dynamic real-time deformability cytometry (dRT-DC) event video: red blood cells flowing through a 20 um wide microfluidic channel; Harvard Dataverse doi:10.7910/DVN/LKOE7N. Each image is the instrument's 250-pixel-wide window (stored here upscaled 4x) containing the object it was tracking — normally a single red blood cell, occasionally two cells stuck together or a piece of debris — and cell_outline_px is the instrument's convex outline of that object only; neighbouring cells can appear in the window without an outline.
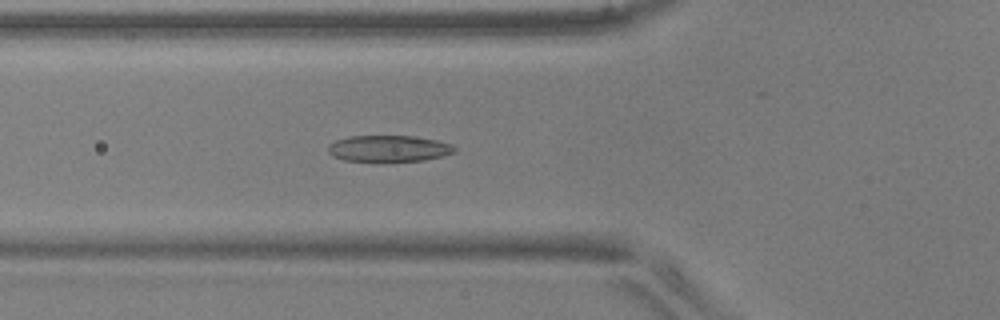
{"species": "common noctule bat (a hibernating species)", "species_latin": "Nyctalus noctula", "temperature_condition": "warm", "stored_images_in_passage": 52, "camera_frame_rate_fps": 3000, "um_per_image_px": 0.085, "animal": {"sex": "male", "body_mass_g": 17.9, "forearm_length_mm": 54.2}, "frame": {"image": 1, "passage_image": 19, "time_ms": 6.0, "image_size_px": [1000, 320], "cell_outline_px": [[456, 152], [444, 156], [424, 160], [344, 160], [332, 156], [328, 152], [328, 144], [336, 140], [348, 136], [412, 136], [436, 140], [452, 144], [456, 148]], "centroid_in_image_um": [33.05, 12.61], "position_along_channel_um": 92.7, "area_um2": 19.19}}
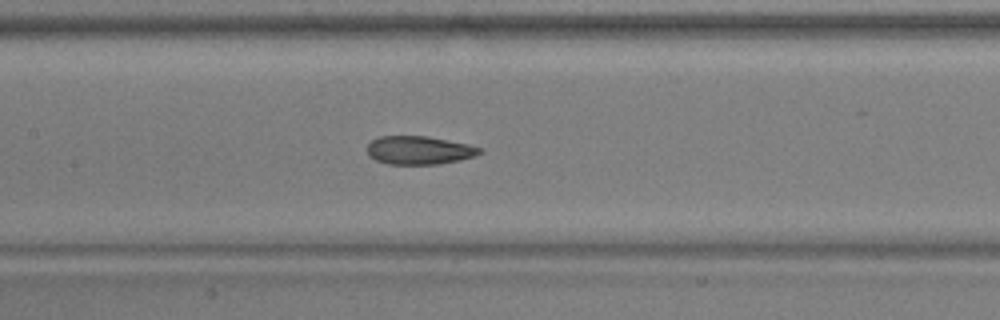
{"frame": {"image": 2, "passage_image": 25, "time_ms": 8.0, "image_size_px": [1000, 320], "cell_outline_px": [[484, 152], [476, 156], [460, 160], [440, 164], [388, 164], [376, 160], [368, 156], [368, 144], [372, 140], [380, 136], [428, 136], [468, 144], [484, 148]], "centroid_in_image_um": [35.68, 12.77], "position_along_channel_um": 171.7, "area_um2": 18.79}}
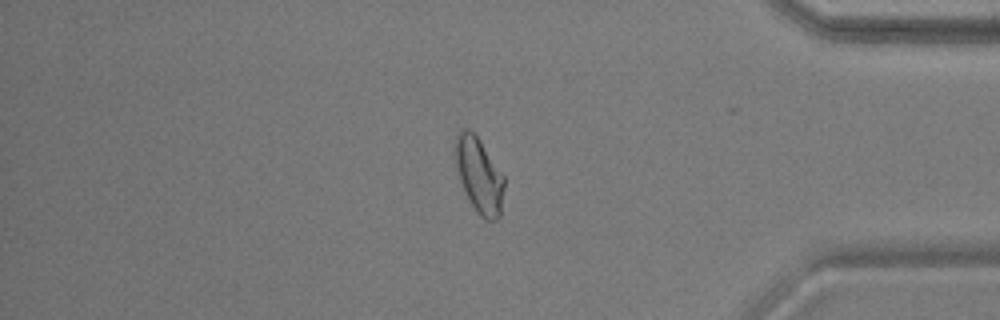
{"frame": {"image": 3, "passage_image": 44, "time_ms": 14.333, "image_size_px": [1000, 320], "cell_outline_px": [[504, 188], [500, 216], [496, 220], [484, 220], [476, 212], [468, 200], [460, 180], [452, 152], [456, 132], [460, 128], [468, 128], [476, 136], [504, 176]], "centroid_in_image_um": [40.67, 14.88], "position_along_channel_um": 394.5, "area_um2": 21.73}, "authors_computed_cell_mechanics": {"area_um2": 20.1144, "velocity_mm_per_s": 3.9127, "shape_relaxation_time_tau1_ms": 3.8507, "shape_relaxation_time_tau2_ms": 1.4212, "deformation_change_tau1": 0.1608, "deformation_change_tau2": 0.077}}